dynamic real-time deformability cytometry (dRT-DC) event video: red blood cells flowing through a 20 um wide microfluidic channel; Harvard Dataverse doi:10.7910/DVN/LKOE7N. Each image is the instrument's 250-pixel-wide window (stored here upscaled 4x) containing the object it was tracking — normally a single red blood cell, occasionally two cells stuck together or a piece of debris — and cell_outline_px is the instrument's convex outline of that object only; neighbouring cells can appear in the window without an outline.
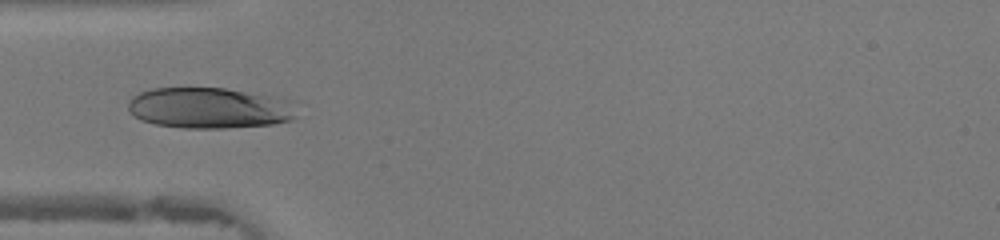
{"species": "human", "species_latin": "Homo sapiens", "temperature_condition": "warm", "stored_images_in_passage": 47, "camera_frame_rate_fps": 3000, "um_per_image_px": 0.085, "donor": {"sex": "female"}, "frame": {"image": 1, "passage_image": 15, "time_ms": 4.667, "image_size_px": [1000, 240], "cell_outline_px": [[296, 116], [292, 120], [272, 124], [224, 128], [184, 128], [156, 124], [140, 120], [128, 108], [128, 100], [132, 96], [140, 92], [152, 88], [224, 88], [288, 100]], "centroid_in_image_um": [17.72, 9.18], "position_along_channel_um": 67.3, "area_um2": 39.65}}
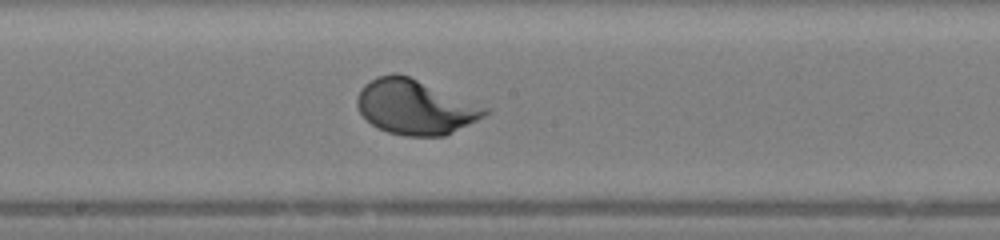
{"frame": {"image": 2, "passage_image": 25, "time_ms": 8.0, "image_size_px": [1000, 240], "cell_outline_px": [[492, 112], [444, 136], [404, 136], [388, 132], [372, 124], [360, 112], [356, 104], [356, 100], [360, 88], [364, 84], [376, 76], [392, 72], [396, 72], [408, 76], [492, 108]], "centroid_in_image_um": [35.3, 9.08], "position_along_channel_um": 212.9, "area_um2": 40.92}}
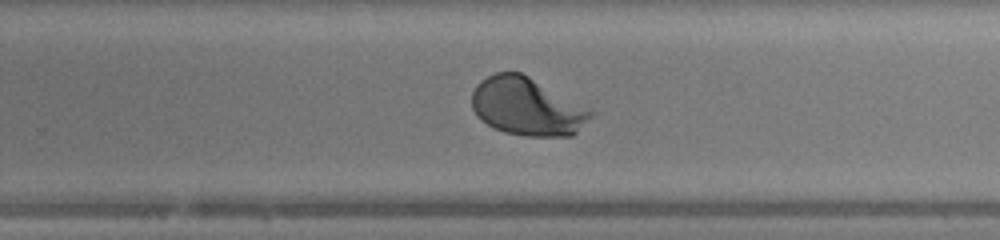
{"frame": {"image": 3, "passage_image": 30, "time_ms": 9.667, "image_size_px": [1000, 240], "cell_outline_px": [[596, 112], [572, 136], [524, 136], [504, 132], [480, 120], [476, 116], [472, 108], [472, 92], [476, 84], [480, 80], [496, 72], [520, 72], [528, 76]], "centroid_in_image_um": [44.77, 9.07], "position_along_channel_um": 285.0, "area_um2": 39.88}}